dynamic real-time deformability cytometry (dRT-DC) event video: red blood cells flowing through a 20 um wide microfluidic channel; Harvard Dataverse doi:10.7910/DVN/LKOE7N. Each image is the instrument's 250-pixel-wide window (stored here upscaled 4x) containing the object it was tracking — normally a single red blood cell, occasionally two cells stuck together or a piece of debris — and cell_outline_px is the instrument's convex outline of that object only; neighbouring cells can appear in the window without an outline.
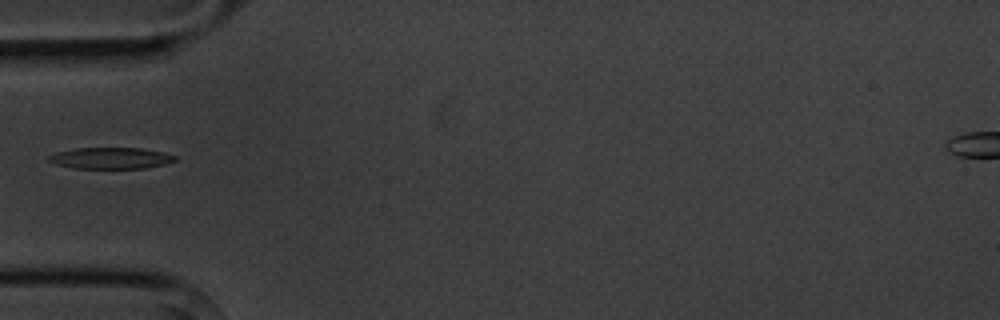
{"species": "common noctule bat (a hibernating species)", "species_latin": "Nyctalus noctula", "temperature_condition": "cold", "stored_images_in_passage": 5, "camera_frame_rate_fps": 3000, "um_per_image_px": 0.085, "animal": {"sex": "male", "body_mass_g": 20.1, "forearm_length_mm": 53.5}, "frame": {"image": 1, "passage_image": 5, "time_ms": 4.667, "image_size_px": [1000, 320], "cell_outline_px": [[176, 160], [164, 164], [144, 168], [72, 168], [56, 164], [48, 160], [48, 156], [56, 152], [76, 148], [140, 148], [164, 152], [176, 156]], "centroid_in_image_um": [9.4, 13.44], "position_along_channel_um": 75.6, "area_um2": 15.61}}